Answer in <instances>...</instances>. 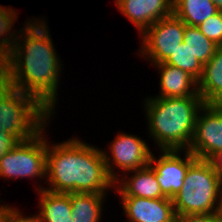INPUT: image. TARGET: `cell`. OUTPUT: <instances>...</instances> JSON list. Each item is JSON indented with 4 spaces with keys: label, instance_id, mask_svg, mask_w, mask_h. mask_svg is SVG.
<instances>
[{
    "label": "cell",
    "instance_id": "3",
    "mask_svg": "<svg viewBox=\"0 0 222 222\" xmlns=\"http://www.w3.org/2000/svg\"><path fill=\"white\" fill-rule=\"evenodd\" d=\"M143 101L147 134L157 145L156 149L188 150L194 136L197 114L205 104L201 96H147Z\"/></svg>",
    "mask_w": 222,
    "mask_h": 222
},
{
    "label": "cell",
    "instance_id": "13",
    "mask_svg": "<svg viewBox=\"0 0 222 222\" xmlns=\"http://www.w3.org/2000/svg\"><path fill=\"white\" fill-rule=\"evenodd\" d=\"M114 191L117 192L114 194H119L118 197L167 198L162 193L155 170L150 164L124 173L115 181Z\"/></svg>",
    "mask_w": 222,
    "mask_h": 222
},
{
    "label": "cell",
    "instance_id": "29",
    "mask_svg": "<svg viewBox=\"0 0 222 222\" xmlns=\"http://www.w3.org/2000/svg\"><path fill=\"white\" fill-rule=\"evenodd\" d=\"M1 199V198H0ZM3 200H0L2 202ZM5 202L0 204V220L4 214V212L11 206V204H4Z\"/></svg>",
    "mask_w": 222,
    "mask_h": 222
},
{
    "label": "cell",
    "instance_id": "16",
    "mask_svg": "<svg viewBox=\"0 0 222 222\" xmlns=\"http://www.w3.org/2000/svg\"><path fill=\"white\" fill-rule=\"evenodd\" d=\"M107 194L70 193L73 222H101Z\"/></svg>",
    "mask_w": 222,
    "mask_h": 222
},
{
    "label": "cell",
    "instance_id": "8",
    "mask_svg": "<svg viewBox=\"0 0 222 222\" xmlns=\"http://www.w3.org/2000/svg\"><path fill=\"white\" fill-rule=\"evenodd\" d=\"M185 23L174 14L151 25L139 38L138 56L151 65L164 63L183 43Z\"/></svg>",
    "mask_w": 222,
    "mask_h": 222
},
{
    "label": "cell",
    "instance_id": "11",
    "mask_svg": "<svg viewBox=\"0 0 222 222\" xmlns=\"http://www.w3.org/2000/svg\"><path fill=\"white\" fill-rule=\"evenodd\" d=\"M127 222H175L171 198L119 197Z\"/></svg>",
    "mask_w": 222,
    "mask_h": 222
},
{
    "label": "cell",
    "instance_id": "31",
    "mask_svg": "<svg viewBox=\"0 0 222 222\" xmlns=\"http://www.w3.org/2000/svg\"><path fill=\"white\" fill-rule=\"evenodd\" d=\"M124 0H115L114 1V5L116 4V7L120 4V3H122Z\"/></svg>",
    "mask_w": 222,
    "mask_h": 222
},
{
    "label": "cell",
    "instance_id": "18",
    "mask_svg": "<svg viewBox=\"0 0 222 222\" xmlns=\"http://www.w3.org/2000/svg\"><path fill=\"white\" fill-rule=\"evenodd\" d=\"M222 90V46L203 66V74L198 81V93L208 104Z\"/></svg>",
    "mask_w": 222,
    "mask_h": 222
},
{
    "label": "cell",
    "instance_id": "17",
    "mask_svg": "<svg viewBox=\"0 0 222 222\" xmlns=\"http://www.w3.org/2000/svg\"><path fill=\"white\" fill-rule=\"evenodd\" d=\"M218 12L212 0H173V14L189 26L198 27Z\"/></svg>",
    "mask_w": 222,
    "mask_h": 222
},
{
    "label": "cell",
    "instance_id": "12",
    "mask_svg": "<svg viewBox=\"0 0 222 222\" xmlns=\"http://www.w3.org/2000/svg\"><path fill=\"white\" fill-rule=\"evenodd\" d=\"M116 8L141 36L155 22L173 14V0H124Z\"/></svg>",
    "mask_w": 222,
    "mask_h": 222
},
{
    "label": "cell",
    "instance_id": "25",
    "mask_svg": "<svg viewBox=\"0 0 222 222\" xmlns=\"http://www.w3.org/2000/svg\"><path fill=\"white\" fill-rule=\"evenodd\" d=\"M18 143L19 141L12 134L3 133L0 130V158Z\"/></svg>",
    "mask_w": 222,
    "mask_h": 222
},
{
    "label": "cell",
    "instance_id": "26",
    "mask_svg": "<svg viewBox=\"0 0 222 222\" xmlns=\"http://www.w3.org/2000/svg\"><path fill=\"white\" fill-rule=\"evenodd\" d=\"M208 161L211 163L213 169L219 174L222 179V150L214 153Z\"/></svg>",
    "mask_w": 222,
    "mask_h": 222
},
{
    "label": "cell",
    "instance_id": "24",
    "mask_svg": "<svg viewBox=\"0 0 222 222\" xmlns=\"http://www.w3.org/2000/svg\"><path fill=\"white\" fill-rule=\"evenodd\" d=\"M175 222H222L220 213L216 214H188L176 216Z\"/></svg>",
    "mask_w": 222,
    "mask_h": 222
},
{
    "label": "cell",
    "instance_id": "27",
    "mask_svg": "<svg viewBox=\"0 0 222 222\" xmlns=\"http://www.w3.org/2000/svg\"><path fill=\"white\" fill-rule=\"evenodd\" d=\"M208 105L222 110V90L208 103Z\"/></svg>",
    "mask_w": 222,
    "mask_h": 222
},
{
    "label": "cell",
    "instance_id": "2",
    "mask_svg": "<svg viewBox=\"0 0 222 222\" xmlns=\"http://www.w3.org/2000/svg\"><path fill=\"white\" fill-rule=\"evenodd\" d=\"M73 136L53 143L47 136L46 183L57 193L108 194L115 181L109 176L100 147ZM109 190V191H108Z\"/></svg>",
    "mask_w": 222,
    "mask_h": 222
},
{
    "label": "cell",
    "instance_id": "15",
    "mask_svg": "<svg viewBox=\"0 0 222 222\" xmlns=\"http://www.w3.org/2000/svg\"><path fill=\"white\" fill-rule=\"evenodd\" d=\"M36 193L39 196L37 222H73L70 193H57L46 189Z\"/></svg>",
    "mask_w": 222,
    "mask_h": 222
},
{
    "label": "cell",
    "instance_id": "23",
    "mask_svg": "<svg viewBox=\"0 0 222 222\" xmlns=\"http://www.w3.org/2000/svg\"><path fill=\"white\" fill-rule=\"evenodd\" d=\"M0 222H37L36 214L25 215L16 206L12 205L4 212Z\"/></svg>",
    "mask_w": 222,
    "mask_h": 222
},
{
    "label": "cell",
    "instance_id": "14",
    "mask_svg": "<svg viewBox=\"0 0 222 222\" xmlns=\"http://www.w3.org/2000/svg\"><path fill=\"white\" fill-rule=\"evenodd\" d=\"M159 76V94L162 98L200 96L198 81L188 72L166 63L153 64Z\"/></svg>",
    "mask_w": 222,
    "mask_h": 222
},
{
    "label": "cell",
    "instance_id": "10",
    "mask_svg": "<svg viewBox=\"0 0 222 222\" xmlns=\"http://www.w3.org/2000/svg\"><path fill=\"white\" fill-rule=\"evenodd\" d=\"M188 150L197 159L204 160L222 150V110L204 104L197 114L195 132Z\"/></svg>",
    "mask_w": 222,
    "mask_h": 222
},
{
    "label": "cell",
    "instance_id": "21",
    "mask_svg": "<svg viewBox=\"0 0 222 222\" xmlns=\"http://www.w3.org/2000/svg\"><path fill=\"white\" fill-rule=\"evenodd\" d=\"M164 63L188 72L197 81L201 79L203 74V65L196 59L185 43H181Z\"/></svg>",
    "mask_w": 222,
    "mask_h": 222
},
{
    "label": "cell",
    "instance_id": "32",
    "mask_svg": "<svg viewBox=\"0 0 222 222\" xmlns=\"http://www.w3.org/2000/svg\"><path fill=\"white\" fill-rule=\"evenodd\" d=\"M220 215H221V218H222V199H221V209H220Z\"/></svg>",
    "mask_w": 222,
    "mask_h": 222
},
{
    "label": "cell",
    "instance_id": "30",
    "mask_svg": "<svg viewBox=\"0 0 222 222\" xmlns=\"http://www.w3.org/2000/svg\"><path fill=\"white\" fill-rule=\"evenodd\" d=\"M212 1L217 6L218 10L222 12V0H212Z\"/></svg>",
    "mask_w": 222,
    "mask_h": 222
},
{
    "label": "cell",
    "instance_id": "19",
    "mask_svg": "<svg viewBox=\"0 0 222 222\" xmlns=\"http://www.w3.org/2000/svg\"><path fill=\"white\" fill-rule=\"evenodd\" d=\"M183 43L204 66L215 54L217 44L208 39L196 26L185 25Z\"/></svg>",
    "mask_w": 222,
    "mask_h": 222
},
{
    "label": "cell",
    "instance_id": "9",
    "mask_svg": "<svg viewBox=\"0 0 222 222\" xmlns=\"http://www.w3.org/2000/svg\"><path fill=\"white\" fill-rule=\"evenodd\" d=\"M158 153L159 156H155L152 152L149 164L155 170L162 193L172 199L180 191L189 166L197 158L189 150H159Z\"/></svg>",
    "mask_w": 222,
    "mask_h": 222
},
{
    "label": "cell",
    "instance_id": "20",
    "mask_svg": "<svg viewBox=\"0 0 222 222\" xmlns=\"http://www.w3.org/2000/svg\"><path fill=\"white\" fill-rule=\"evenodd\" d=\"M16 9L0 4V49L7 55L14 46L18 28L12 30L18 20ZM18 17V18H17Z\"/></svg>",
    "mask_w": 222,
    "mask_h": 222
},
{
    "label": "cell",
    "instance_id": "4",
    "mask_svg": "<svg viewBox=\"0 0 222 222\" xmlns=\"http://www.w3.org/2000/svg\"><path fill=\"white\" fill-rule=\"evenodd\" d=\"M221 199L222 179L204 159L189 166L183 186L172 198L176 216L220 213Z\"/></svg>",
    "mask_w": 222,
    "mask_h": 222
},
{
    "label": "cell",
    "instance_id": "7",
    "mask_svg": "<svg viewBox=\"0 0 222 222\" xmlns=\"http://www.w3.org/2000/svg\"><path fill=\"white\" fill-rule=\"evenodd\" d=\"M145 141L140 136L122 131L109 142L107 150L101 149L108 174L114 181L128 171L149 165L153 151Z\"/></svg>",
    "mask_w": 222,
    "mask_h": 222
},
{
    "label": "cell",
    "instance_id": "22",
    "mask_svg": "<svg viewBox=\"0 0 222 222\" xmlns=\"http://www.w3.org/2000/svg\"><path fill=\"white\" fill-rule=\"evenodd\" d=\"M199 30L219 47L222 46V12L209 17L198 26Z\"/></svg>",
    "mask_w": 222,
    "mask_h": 222
},
{
    "label": "cell",
    "instance_id": "6",
    "mask_svg": "<svg viewBox=\"0 0 222 222\" xmlns=\"http://www.w3.org/2000/svg\"><path fill=\"white\" fill-rule=\"evenodd\" d=\"M48 123L32 138L19 142L0 158V179H37L43 185L34 184L35 192L44 189L46 183V155ZM48 127V128H47ZM47 128V129H46Z\"/></svg>",
    "mask_w": 222,
    "mask_h": 222
},
{
    "label": "cell",
    "instance_id": "28",
    "mask_svg": "<svg viewBox=\"0 0 222 222\" xmlns=\"http://www.w3.org/2000/svg\"><path fill=\"white\" fill-rule=\"evenodd\" d=\"M7 55L0 49V76L6 70Z\"/></svg>",
    "mask_w": 222,
    "mask_h": 222
},
{
    "label": "cell",
    "instance_id": "5",
    "mask_svg": "<svg viewBox=\"0 0 222 222\" xmlns=\"http://www.w3.org/2000/svg\"><path fill=\"white\" fill-rule=\"evenodd\" d=\"M53 115L34 97L8 85L0 78V130L19 142L40 132Z\"/></svg>",
    "mask_w": 222,
    "mask_h": 222
},
{
    "label": "cell",
    "instance_id": "1",
    "mask_svg": "<svg viewBox=\"0 0 222 222\" xmlns=\"http://www.w3.org/2000/svg\"><path fill=\"white\" fill-rule=\"evenodd\" d=\"M47 22L45 17L40 20L32 17L24 22L17 32L12 50L7 54L6 70L0 78L34 97L55 116L64 64L55 49Z\"/></svg>",
    "mask_w": 222,
    "mask_h": 222
}]
</instances>
